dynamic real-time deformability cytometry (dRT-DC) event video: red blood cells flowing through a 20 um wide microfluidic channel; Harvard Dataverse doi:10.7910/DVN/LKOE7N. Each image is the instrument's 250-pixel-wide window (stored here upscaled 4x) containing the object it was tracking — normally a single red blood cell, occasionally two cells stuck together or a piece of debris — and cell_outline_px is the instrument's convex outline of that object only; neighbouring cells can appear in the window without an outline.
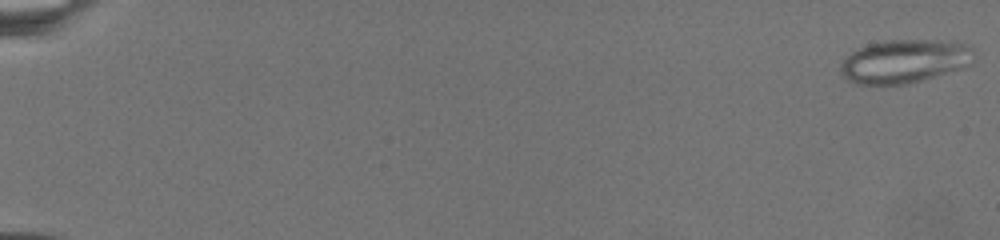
{"species": "common noctule bat (a hibernating species)", "species_latin": "Nyctalus noctula", "temperature_condition": "warm", "stored_images_in_passage": 72, "camera_frame_rate_fps": 3000, "um_per_image_px": 0.085, "animal": {"sex": "female", "body_mass_g": 19.5, "forearm_length_mm": 54.1}, "frame": {"image": 1, "passage_image": 1, "time_ms": 0.0, "image_size_px": [1000, 240], "cell_outline_px": [[976, 60], [972, 64], [964, 68], [908, 84], [856, 84], [840, 76], [840, 64], [852, 52], [868, 44], [884, 40], [956, 40], [972, 48]], "centroid_in_image_um": [76.93, 5.2], "position_along_channel_um": 8.1, "area_um2": 34.28}}
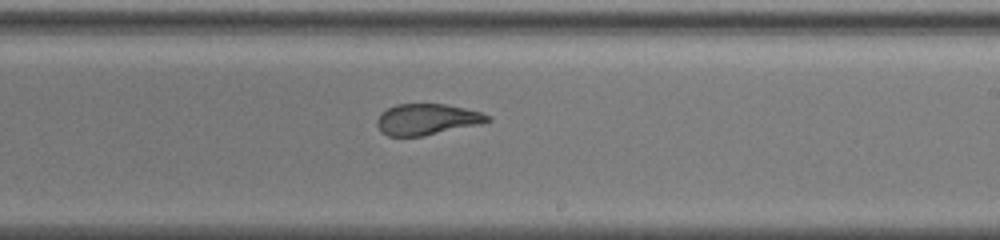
{"frame": {"image": 2, "passage_image": 45, "time_ms": 15.667, "image_size_px": [1000, 240], "cell_outline_px": [[492, 120], [480, 124], [420, 136], [388, 136], [380, 132], [376, 124], [376, 120], [380, 112], [396, 104], [444, 104], [464, 108], [480, 112], [492, 116]], "centroid_in_image_um": [36.26, 10.14], "position_along_channel_um": 252.7, "area_um2": 20.0}}
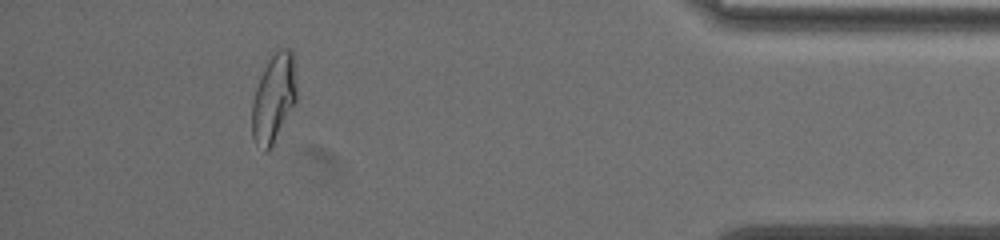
{"frame": {"image": 3, "passage_image": 65, "time_ms": 22.667, "image_size_px": [1000, 240], "cell_outline_px": [[296, 100], [268, 152], [264, 152], [256, 144], [252, 136], [252, 100], [260, 76], [272, 48], [288, 48], [292, 52], [296, 88]], "centroid_in_image_um": [23.23, 8.29], "position_along_channel_um": 412.0, "area_um2": 23.0}}